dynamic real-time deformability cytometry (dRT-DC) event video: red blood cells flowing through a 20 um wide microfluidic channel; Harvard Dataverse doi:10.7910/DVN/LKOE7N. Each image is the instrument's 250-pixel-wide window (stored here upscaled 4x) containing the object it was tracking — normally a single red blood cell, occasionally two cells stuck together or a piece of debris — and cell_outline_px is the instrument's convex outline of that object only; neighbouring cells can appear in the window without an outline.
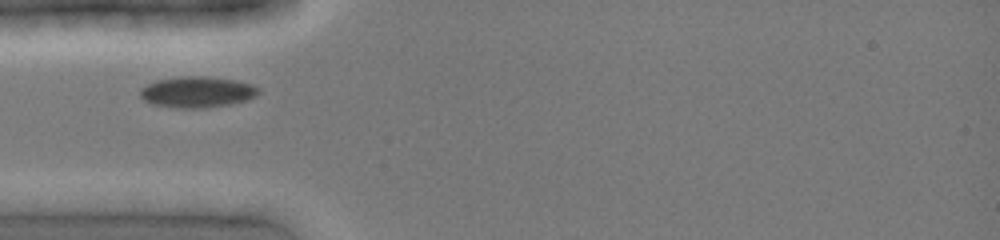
{"species": "common noctule bat (a hibernating species)", "species_latin": "Nyctalus noctula", "temperature_condition": "cold", "stored_images_in_passage": 4, "camera_frame_rate_fps": 3000, "um_per_image_px": 0.085, "animal": {"sex": "female", "body_mass_g": 19.0, "forearm_length_mm": 51.5}, "frame": {"image": 1, "passage_image": 1, "time_ms": 0.0, "image_size_px": [1000, 240], "cell_outline_px": [[260, 92], [256, 96], [232, 104], [204, 108], [180, 108], [152, 104], [144, 100], [140, 96], [140, 88], [156, 80], [180, 76], [204, 76], [236, 80], [252, 84], [260, 88]], "centroid_in_image_um": [16.77, 7.81], "position_along_channel_um": 68.2, "area_um2": 21.5}}